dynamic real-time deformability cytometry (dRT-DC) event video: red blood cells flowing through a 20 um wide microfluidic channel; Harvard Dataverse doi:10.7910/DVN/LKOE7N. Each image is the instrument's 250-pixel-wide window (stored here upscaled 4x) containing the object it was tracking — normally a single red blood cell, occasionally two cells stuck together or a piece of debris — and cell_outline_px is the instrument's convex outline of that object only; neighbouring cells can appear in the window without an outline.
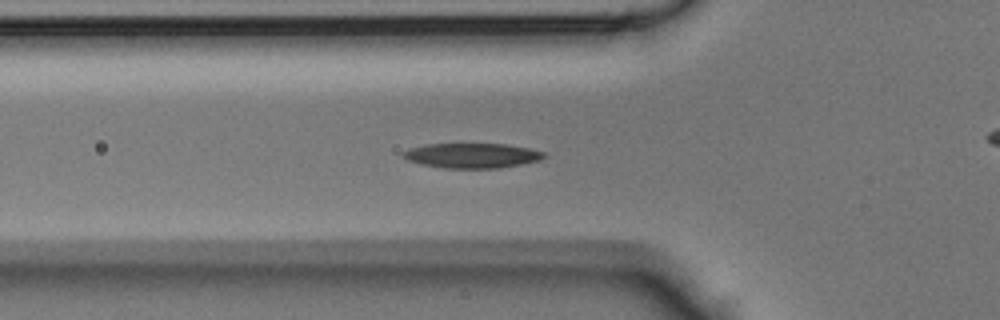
{"species": "Egyptian fruit bat (a non-hibernating species)", "species_latin": "Rousettus aegyptiacus", "temperature_condition": "room temperature", "stored_images_in_passage": 11, "camera_frame_rate_fps": 3000, "um_per_image_px": 0.085, "animal": {"sex": "male"}, "frame": {"image": 1, "passage_image": 5, "time_ms": 1.333, "image_size_px": [1000, 320], "cell_outline_px": [[548, 156], [540, 160], [520, 164], [496, 168], [444, 168], [420, 164], [408, 160], [404, 156], [404, 152], [408, 148], [424, 144], [508, 144], [528, 148], [544, 152]], "centroid_in_image_um": [40.13, 13.22], "position_along_channel_um": 85.7, "area_um2": 20.35}}
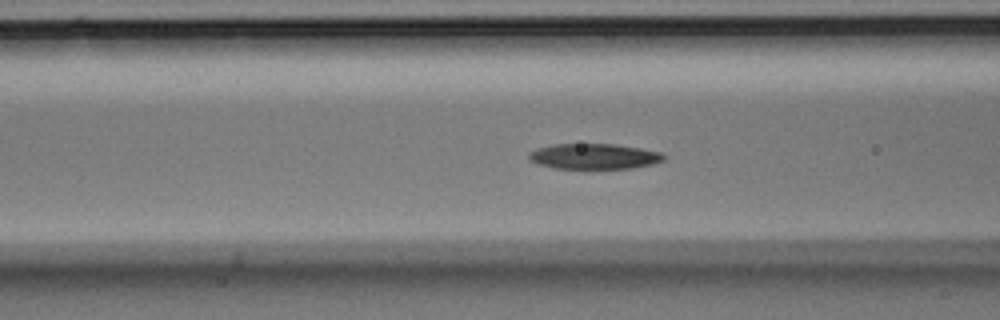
{"frame": {"image": 2, "passage_image": 7, "time_ms": 2.0, "image_size_px": [1000, 320], "cell_outline_px": [[664, 160], [652, 164], [632, 168], [556, 168], [536, 164], [528, 160], [528, 152], [536, 148], [556, 144], [616, 144], [640, 148], [660, 152], [664, 156]], "centroid_in_image_um": [50.44, 13.28], "position_along_channel_um": 116.2, "area_um2": 20.0}}
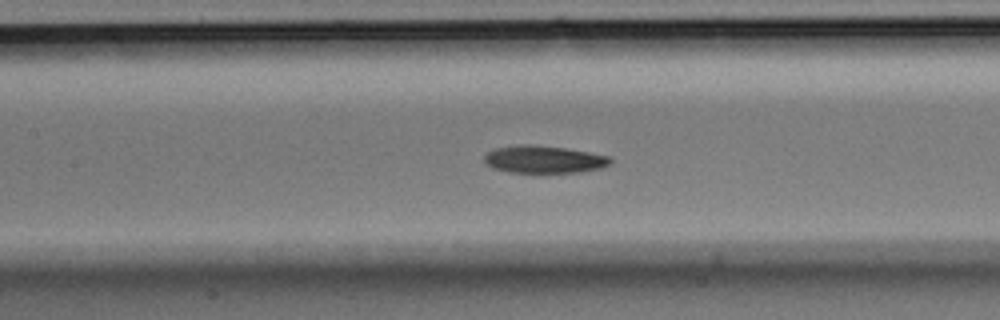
{"frame": {"image": 3, "passage_image": 10, "time_ms": 3.0, "image_size_px": [1000, 320], "cell_outline_px": [[612, 160], [608, 164], [600, 168], [580, 172], [508, 172], [492, 168], [484, 160], [484, 156], [488, 152], [496, 148], [516, 144], [528, 144], [564, 148], [588, 152], [608, 156]], "centroid_in_image_um": [46.19, 13.54], "position_along_channel_um": 161.2, "area_um2": 19.94}}